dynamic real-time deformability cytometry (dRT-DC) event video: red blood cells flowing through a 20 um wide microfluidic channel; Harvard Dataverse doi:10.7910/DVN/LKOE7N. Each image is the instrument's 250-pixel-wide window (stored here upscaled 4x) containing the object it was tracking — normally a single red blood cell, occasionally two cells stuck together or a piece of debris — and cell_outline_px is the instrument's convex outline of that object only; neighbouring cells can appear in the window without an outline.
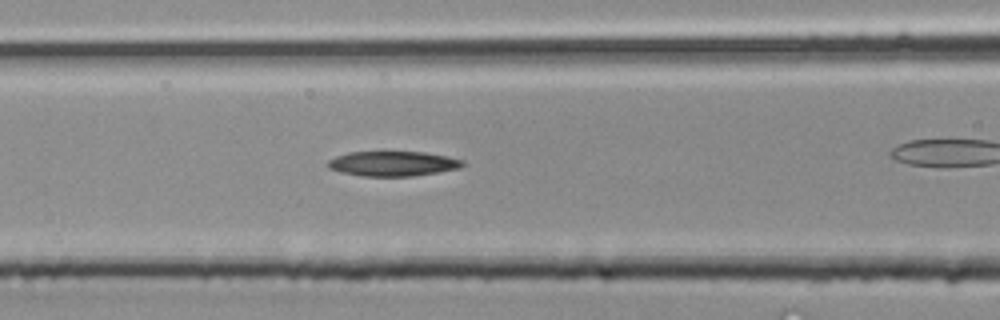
{"species": "common noctule bat (a hibernating species)", "species_latin": "Nyctalus noctula", "temperature_condition": "room temperature", "stored_images_in_passage": 22, "camera_frame_rate_fps": 3000, "um_per_image_px": 0.085, "animal": {"sex": "male", "body_mass_g": 20.4}, "frame": {"image": 1, "passage_image": 13, "time_ms": 4.0, "image_size_px": [1000, 320], "cell_outline_px": [[464, 164], [460, 168], [412, 176], [360, 176], [340, 172], [328, 168], [328, 160], [336, 156], [348, 152], [424, 152], [464, 160]], "centroid_in_image_um": [33.35, 13.91], "position_along_channel_um": 133.2, "area_um2": 19.42}}